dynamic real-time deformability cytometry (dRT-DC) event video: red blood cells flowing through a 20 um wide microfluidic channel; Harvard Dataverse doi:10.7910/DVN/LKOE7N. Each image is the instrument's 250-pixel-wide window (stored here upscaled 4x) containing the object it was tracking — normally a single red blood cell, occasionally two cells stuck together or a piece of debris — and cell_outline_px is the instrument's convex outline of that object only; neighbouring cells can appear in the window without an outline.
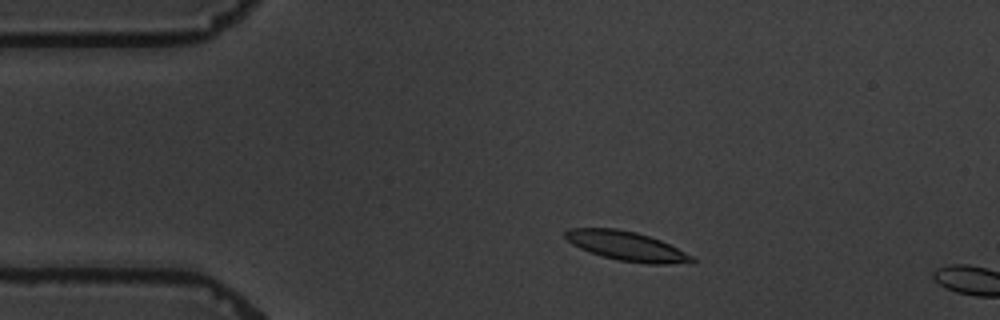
{"species": "common noctule bat (a hibernating species)", "species_latin": "Nyctalus noctula", "temperature_condition": "warm", "stored_images_in_passage": 3, "camera_frame_rate_fps": 3000, "um_per_image_px": 0.085, "animal": {"sex": "male", "body_mass_g": 19.5, "forearm_length_mm": 54.6}, "frame": {"image": 1, "passage_image": 2, "time_ms": 1.0, "image_size_px": [1000, 320], "cell_outline_px": [[696, 260], [692, 264], [648, 264], [616, 260], [580, 248], [572, 244], [564, 236], [564, 232], [568, 228], [616, 228], [636, 232], [660, 240], [692, 256]], "centroid_in_image_um": [53.28, 20.92], "position_along_channel_um": 31.7, "area_um2": 21.56}}